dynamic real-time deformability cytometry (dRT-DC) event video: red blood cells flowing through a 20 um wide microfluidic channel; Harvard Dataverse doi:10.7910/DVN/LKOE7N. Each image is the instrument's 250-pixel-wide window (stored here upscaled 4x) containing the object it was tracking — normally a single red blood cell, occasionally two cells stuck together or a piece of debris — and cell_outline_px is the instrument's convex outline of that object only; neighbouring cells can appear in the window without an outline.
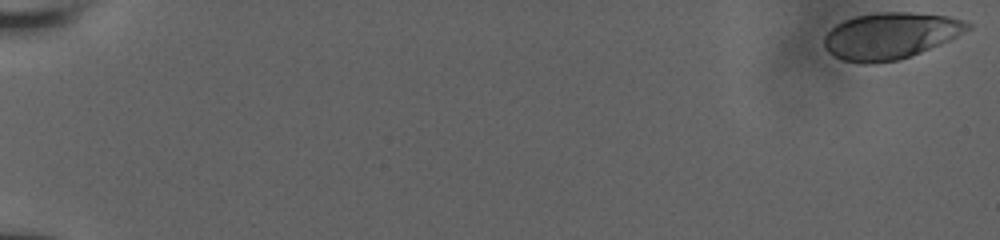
{"species": "human", "species_latin": "Homo sapiens", "temperature_condition": "room temperature", "stored_images_in_passage": 56, "camera_frame_rate_fps": 3000, "um_per_image_px": 0.085, "donor": {"sex": "male"}, "frame": {"image": 1, "passage_image": 1, "time_ms": 0.0, "image_size_px": [1000, 240], "cell_outline_px": [[972, 28], [940, 44], [900, 60], [872, 64], [860, 64], [840, 60], [828, 52], [824, 48], [824, 36], [836, 24], [844, 20], [856, 16], [880, 12], [908, 12], [948, 16], [964, 20], [972, 24]], "centroid_in_image_um": [75.66, 3.05], "position_along_channel_um": 9.3, "area_um2": 39.02}}
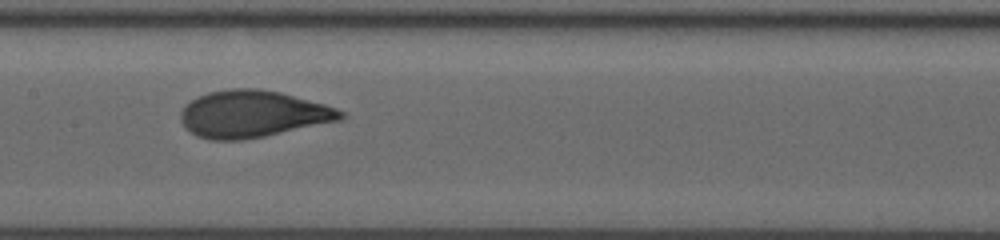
{"frame": {"image": 2, "passage_image": 31, "time_ms": 10.0, "image_size_px": [1000, 240], "cell_outline_px": [[348, 116], [340, 120], [264, 136], [240, 140], [212, 140], [196, 136], [180, 120], [180, 112], [184, 104], [196, 96], [208, 92], [232, 88], [256, 88], [280, 92], [324, 104], [336, 108], [344, 112]], "centroid_in_image_um": [21.45, 9.68], "position_along_channel_um": 185.9, "area_um2": 43.7}}
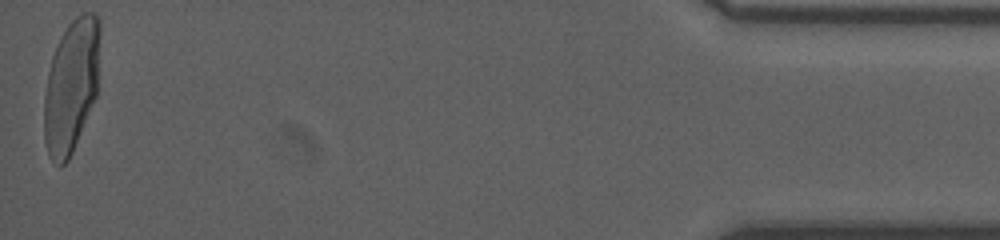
{"frame": {"image": 3, "passage_image": 56, "time_ms": 18.333, "image_size_px": [1000, 240], "cell_outline_px": [[100, 28], [96, 96], [72, 152], [68, 160], [60, 168], [48, 156], [44, 140], [44, 96], [48, 72], [52, 56], [68, 24], [76, 16], [84, 12], [96, 12], [100, 20]], "centroid_in_image_um": [6.05, 7.3], "position_along_channel_um": 429.2, "area_um2": 43.23}, "authors_computed_cell_mechanics": {"area_um2": 42.1073, "velocity_mm_per_s": 3.9027, "shape_relaxation_time_tau1_ms": 4.0801, "shape_relaxation_time_tau2_ms": null, "deformation_change_tau1": 0.2173, "deformation_change_tau2": null}}